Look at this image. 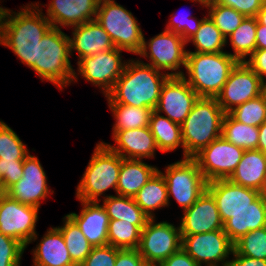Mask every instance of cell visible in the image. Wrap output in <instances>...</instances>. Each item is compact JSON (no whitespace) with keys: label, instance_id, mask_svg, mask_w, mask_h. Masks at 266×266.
Returning a JSON list of instances; mask_svg holds the SVG:
<instances>
[{"label":"cell","instance_id":"obj_1","mask_svg":"<svg viewBox=\"0 0 266 266\" xmlns=\"http://www.w3.org/2000/svg\"><path fill=\"white\" fill-rule=\"evenodd\" d=\"M11 11L0 15V45L10 48L23 64L32 68L37 44L52 27L51 22L37 3L25 5L24 9L22 6L17 13Z\"/></svg>","mask_w":266,"mask_h":266},{"label":"cell","instance_id":"obj_2","mask_svg":"<svg viewBox=\"0 0 266 266\" xmlns=\"http://www.w3.org/2000/svg\"><path fill=\"white\" fill-rule=\"evenodd\" d=\"M169 77L143 61L128 60L122 75L105 96L108 104L148 107L155 110L162 85Z\"/></svg>","mask_w":266,"mask_h":266},{"label":"cell","instance_id":"obj_3","mask_svg":"<svg viewBox=\"0 0 266 266\" xmlns=\"http://www.w3.org/2000/svg\"><path fill=\"white\" fill-rule=\"evenodd\" d=\"M69 36L60 28L51 27L37 44L36 62L31 68L43 81L52 82L60 90L77 81L70 62Z\"/></svg>","mask_w":266,"mask_h":266},{"label":"cell","instance_id":"obj_4","mask_svg":"<svg viewBox=\"0 0 266 266\" xmlns=\"http://www.w3.org/2000/svg\"><path fill=\"white\" fill-rule=\"evenodd\" d=\"M225 114L216 98H198L181 124L184 158H193L222 135Z\"/></svg>","mask_w":266,"mask_h":266},{"label":"cell","instance_id":"obj_5","mask_svg":"<svg viewBox=\"0 0 266 266\" xmlns=\"http://www.w3.org/2000/svg\"><path fill=\"white\" fill-rule=\"evenodd\" d=\"M237 60L227 52L187 53L184 79L199 97L216 98Z\"/></svg>","mask_w":266,"mask_h":266},{"label":"cell","instance_id":"obj_6","mask_svg":"<svg viewBox=\"0 0 266 266\" xmlns=\"http://www.w3.org/2000/svg\"><path fill=\"white\" fill-rule=\"evenodd\" d=\"M120 168L121 157L104 142H99L77 186V199L100 202L99 196L109 188L117 194Z\"/></svg>","mask_w":266,"mask_h":266},{"label":"cell","instance_id":"obj_7","mask_svg":"<svg viewBox=\"0 0 266 266\" xmlns=\"http://www.w3.org/2000/svg\"><path fill=\"white\" fill-rule=\"evenodd\" d=\"M95 20L109 34L115 48L134 54L141 51L144 34L136 18L115 0H99Z\"/></svg>","mask_w":266,"mask_h":266},{"label":"cell","instance_id":"obj_8","mask_svg":"<svg viewBox=\"0 0 266 266\" xmlns=\"http://www.w3.org/2000/svg\"><path fill=\"white\" fill-rule=\"evenodd\" d=\"M165 179L168 199L173 196L183 210L190 208L207 190V181L193 158H183L166 167Z\"/></svg>","mask_w":266,"mask_h":266},{"label":"cell","instance_id":"obj_9","mask_svg":"<svg viewBox=\"0 0 266 266\" xmlns=\"http://www.w3.org/2000/svg\"><path fill=\"white\" fill-rule=\"evenodd\" d=\"M180 227L167 221L149 219L141 230L138 251L148 266H159L169 256L181 249Z\"/></svg>","mask_w":266,"mask_h":266},{"label":"cell","instance_id":"obj_10","mask_svg":"<svg viewBox=\"0 0 266 266\" xmlns=\"http://www.w3.org/2000/svg\"><path fill=\"white\" fill-rule=\"evenodd\" d=\"M186 44L181 35L164 30L152 37L149 42L143 38L141 51L137 55L147 57L150 63L145 64L151 65L156 70H170L169 76H183L184 73L179 69L181 65L186 67L188 52L184 49Z\"/></svg>","mask_w":266,"mask_h":266},{"label":"cell","instance_id":"obj_11","mask_svg":"<svg viewBox=\"0 0 266 266\" xmlns=\"http://www.w3.org/2000/svg\"><path fill=\"white\" fill-rule=\"evenodd\" d=\"M181 248L199 265L229 266V255H232L234 244L224 229L211 232L181 235ZM227 259V260H226ZM220 262V263H219Z\"/></svg>","mask_w":266,"mask_h":266},{"label":"cell","instance_id":"obj_12","mask_svg":"<svg viewBox=\"0 0 266 266\" xmlns=\"http://www.w3.org/2000/svg\"><path fill=\"white\" fill-rule=\"evenodd\" d=\"M244 149L220 136L203 148L193 159L207 182L228 179L241 161Z\"/></svg>","mask_w":266,"mask_h":266},{"label":"cell","instance_id":"obj_13","mask_svg":"<svg viewBox=\"0 0 266 266\" xmlns=\"http://www.w3.org/2000/svg\"><path fill=\"white\" fill-rule=\"evenodd\" d=\"M39 208L22 204L5 195L0 200V232L27 245L36 241Z\"/></svg>","mask_w":266,"mask_h":266},{"label":"cell","instance_id":"obj_14","mask_svg":"<svg viewBox=\"0 0 266 266\" xmlns=\"http://www.w3.org/2000/svg\"><path fill=\"white\" fill-rule=\"evenodd\" d=\"M263 80L245 63L237 62L226 83L216 96L225 113L262 94Z\"/></svg>","mask_w":266,"mask_h":266},{"label":"cell","instance_id":"obj_15","mask_svg":"<svg viewBox=\"0 0 266 266\" xmlns=\"http://www.w3.org/2000/svg\"><path fill=\"white\" fill-rule=\"evenodd\" d=\"M122 51L113 48L93 56L83 57L77 62L79 74L88 82L98 86L106 96L113 89L127 64L122 62Z\"/></svg>","mask_w":266,"mask_h":266},{"label":"cell","instance_id":"obj_16","mask_svg":"<svg viewBox=\"0 0 266 266\" xmlns=\"http://www.w3.org/2000/svg\"><path fill=\"white\" fill-rule=\"evenodd\" d=\"M198 98L183 76H169L162 85L155 111L166 113L172 122L181 125Z\"/></svg>","mask_w":266,"mask_h":266},{"label":"cell","instance_id":"obj_17","mask_svg":"<svg viewBox=\"0 0 266 266\" xmlns=\"http://www.w3.org/2000/svg\"><path fill=\"white\" fill-rule=\"evenodd\" d=\"M46 180V173L39 159L29 153L23 161L22 178L7 190V195L22 204L40 208V200L54 193Z\"/></svg>","mask_w":266,"mask_h":266},{"label":"cell","instance_id":"obj_18","mask_svg":"<svg viewBox=\"0 0 266 266\" xmlns=\"http://www.w3.org/2000/svg\"><path fill=\"white\" fill-rule=\"evenodd\" d=\"M207 190L215 199L223 223L233 214L247 209L262 195L258 190L235 184L229 179L207 182Z\"/></svg>","mask_w":266,"mask_h":266},{"label":"cell","instance_id":"obj_19","mask_svg":"<svg viewBox=\"0 0 266 266\" xmlns=\"http://www.w3.org/2000/svg\"><path fill=\"white\" fill-rule=\"evenodd\" d=\"M183 212L179 225L181 235L201 234L224 227L215 199L208 190Z\"/></svg>","mask_w":266,"mask_h":266},{"label":"cell","instance_id":"obj_20","mask_svg":"<svg viewBox=\"0 0 266 266\" xmlns=\"http://www.w3.org/2000/svg\"><path fill=\"white\" fill-rule=\"evenodd\" d=\"M98 3L99 0H52L45 17L56 28L81 25L95 20Z\"/></svg>","mask_w":266,"mask_h":266},{"label":"cell","instance_id":"obj_21","mask_svg":"<svg viewBox=\"0 0 266 266\" xmlns=\"http://www.w3.org/2000/svg\"><path fill=\"white\" fill-rule=\"evenodd\" d=\"M116 146L105 143L112 151L125 159L154 158L158 149L149 126L124 131H113Z\"/></svg>","mask_w":266,"mask_h":266},{"label":"cell","instance_id":"obj_22","mask_svg":"<svg viewBox=\"0 0 266 266\" xmlns=\"http://www.w3.org/2000/svg\"><path fill=\"white\" fill-rule=\"evenodd\" d=\"M83 206L80 214H67L81 229L93 247L108 245L109 216L97 201L79 200Z\"/></svg>","mask_w":266,"mask_h":266},{"label":"cell","instance_id":"obj_23","mask_svg":"<svg viewBox=\"0 0 266 266\" xmlns=\"http://www.w3.org/2000/svg\"><path fill=\"white\" fill-rule=\"evenodd\" d=\"M72 28L74 29L72 32L73 38L69 36L70 53H72V50H76L78 60L115 48L109 34L96 20Z\"/></svg>","mask_w":266,"mask_h":266},{"label":"cell","instance_id":"obj_24","mask_svg":"<svg viewBox=\"0 0 266 266\" xmlns=\"http://www.w3.org/2000/svg\"><path fill=\"white\" fill-rule=\"evenodd\" d=\"M266 226V196L261 195L247 209L232 215L224 223V232L234 244L250 231Z\"/></svg>","mask_w":266,"mask_h":266},{"label":"cell","instance_id":"obj_25","mask_svg":"<svg viewBox=\"0 0 266 266\" xmlns=\"http://www.w3.org/2000/svg\"><path fill=\"white\" fill-rule=\"evenodd\" d=\"M33 266H76L69 255L61 231L50 228L33 250Z\"/></svg>","mask_w":266,"mask_h":266},{"label":"cell","instance_id":"obj_26","mask_svg":"<svg viewBox=\"0 0 266 266\" xmlns=\"http://www.w3.org/2000/svg\"><path fill=\"white\" fill-rule=\"evenodd\" d=\"M266 176V155L259 149L245 150L235 171L228 178L235 184L262 191Z\"/></svg>","mask_w":266,"mask_h":266},{"label":"cell","instance_id":"obj_27","mask_svg":"<svg viewBox=\"0 0 266 266\" xmlns=\"http://www.w3.org/2000/svg\"><path fill=\"white\" fill-rule=\"evenodd\" d=\"M157 171V167L148 165L142 160L121 157L117 194L134 198Z\"/></svg>","mask_w":266,"mask_h":266},{"label":"cell","instance_id":"obj_28","mask_svg":"<svg viewBox=\"0 0 266 266\" xmlns=\"http://www.w3.org/2000/svg\"><path fill=\"white\" fill-rule=\"evenodd\" d=\"M149 128L154 136L158 150L171 152L182 146L184 158V144L180 124L172 122L168 117L160 115V113L153 110Z\"/></svg>","mask_w":266,"mask_h":266},{"label":"cell","instance_id":"obj_29","mask_svg":"<svg viewBox=\"0 0 266 266\" xmlns=\"http://www.w3.org/2000/svg\"><path fill=\"white\" fill-rule=\"evenodd\" d=\"M134 200L150 219L155 218L154 210L170 204L167 185L159 171L137 192Z\"/></svg>","mask_w":266,"mask_h":266},{"label":"cell","instance_id":"obj_30","mask_svg":"<svg viewBox=\"0 0 266 266\" xmlns=\"http://www.w3.org/2000/svg\"><path fill=\"white\" fill-rule=\"evenodd\" d=\"M103 206L109 219L125 220L137 225L141 230L150 219L132 197L107 195L103 199Z\"/></svg>","mask_w":266,"mask_h":266},{"label":"cell","instance_id":"obj_31","mask_svg":"<svg viewBox=\"0 0 266 266\" xmlns=\"http://www.w3.org/2000/svg\"><path fill=\"white\" fill-rule=\"evenodd\" d=\"M221 136L244 150L258 149V127L238 122L229 113L224 115Z\"/></svg>","mask_w":266,"mask_h":266},{"label":"cell","instance_id":"obj_32","mask_svg":"<svg viewBox=\"0 0 266 266\" xmlns=\"http://www.w3.org/2000/svg\"><path fill=\"white\" fill-rule=\"evenodd\" d=\"M256 17L246 16L240 26L229 36L234 53H230L238 62H245L256 50Z\"/></svg>","mask_w":266,"mask_h":266},{"label":"cell","instance_id":"obj_33","mask_svg":"<svg viewBox=\"0 0 266 266\" xmlns=\"http://www.w3.org/2000/svg\"><path fill=\"white\" fill-rule=\"evenodd\" d=\"M64 225L57 228L61 231L72 262L79 266L90 254L93 246L81 232L77 224L68 216L64 217Z\"/></svg>","mask_w":266,"mask_h":266},{"label":"cell","instance_id":"obj_34","mask_svg":"<svg viewBox=\"0 0 266 266\" xmlns=\"http://www.w3.org/2000/svg\"><path fill=\"white\" fill-rule=\"evenodd\" d=\"M188 42H192L196 47L195 52L188 51L187 53H218L223 52V47L227 45V39L216 27L210 17L206 16L202 20L198 31Z\"/></svg>","mask_w":266,"mask_h":266},{"label":"cell","instance_id":"obj_35","mask_svg":"<svg viewBox=\"0 0 266 266\" xmlns=\"http://www.w3.org/2000/svg\"><path fill=\"white\" fill-rule=\"evenodd\" d=\"M108 106L116 119L112 131H124L149 126L153 110L148 107H133L122 104H109Z\"/></svg>","mask_w":266,"mask_h":266},{"label":"cell","instance_id":"obj_36","mask_svg":"<svg viewBox=\"0 0 266 266\" xmlns=\"http://www.w3.org/2000/svg\"><path fill=\"white\" fill-rule=\"evenodd\" d=\"M141 229L125 220L110 219L108 244L119 249H138Z\"/></svg>","mask_w":266,"mask_h":266},{"label":"cell","instance_id":"obj_37","mask_svg":"<svg viewBox=\"0 0 266 266\" xmlns=\"http://www.w3.org/2000/svg\"><path fill=\"white\" fill-rule=\"evenodd\" d=\"M204 7L209 9L208 16L227 40L246 17L235 9L218 4L216 1Z\"/></svg>","mask_w":266,"mask_h":266},{"label":"cell","instance_id":"obj_38","mask_svg":"<svg viewBox=\"0 0 266 266\" xmlns=\"http://www.w3.org/2000/svg\"><path fill=\"white\" fill-rule=\"evenodd\" d=\"M229 114L238 122L259 127L266 121V99L263 94L238 105Z\"/></svg>","mask_w":266,"mask_h":266},{"label":"cell","instance_id":"obj_39","mask_svg":"<svg viewBox=\"0 0 266 266\" xmlns=\"http://www.w3.org/2000/svg\"><path fill=\"white\" fill-rule=\"evenodd\" d=\"M237 254L266 260V226L250 231L234 243Z\"/></svg>","mask_w":266,"mask_h":266},{"label":"cell","instance_id":"obj_40","mask_svg":"<svg viewBox=\"0 0 266 266\" xmlns=\"http://www.w3.org/2000/svg\"><path fill=\"white\" fill-rule=\"evenodd\" d=\"M29 151L20 137L0 120V159L24 160Z\"/></svg>","mask_w":266,"mask_h":266},{"label":"cell","instance_id":"obj_41","mask_svg":"<svg viewBox=\"0 0 266 266\" xmlns=\"http://www.w3.org/2000/svg\"><path fill=\"white\" fill-rule=\"evenodd\" d=\"M25 249L21 242L0 232V266H20Z\"/></svg>","mask_w":266,"mask_h":266},{"label":"cell","instance_id":"obj_42","mask_svg":"<svg viewBox=\"0 0 266 266\" xmlns=\"http://www.w3.org/2000/svg\"><path fill=\"white\" fill-rule=\"evenodd\" d=\"M171 18L165 30L181 35L186 42L195 35L204 19L197 20L189 15L176 14H173Z\"/></svg>","mask_w":266,"mask_h":266},{"label":"cell","instance_id":"obj_43","mask_svg":"<svg viewBox=\"0 0 266 266\" xmlns=\"http://www.w3.org/2000/svg\"><path fill=\"white\" fill-rule=\"evenodd\" d=\"M117 248L111 245L93 247L79 266H115Z\"/></svg>","mask_w":266,"mask_h":266},{"label":"cell","instance_id":"obj_44","mask_svg":"<svg viewBox=\"0 0 266 266\" xmlns=\"http://www.w3.org/2000/svg\"><path fill=\"white\" fill-rule=\"evenodd\" d=\"M24 160H2L0 159V178L3 185L8 190L17 183L23 176Z\"/></svg>","mask_w":266,"mask_h":266},{"label":"cell","instance_id":"obj_45","mask_svg":"<svg viewBox=\"0 0 266 266\" xmlns=\"http://www.w3.org/2000/svg\"><path fill=\"white\" fill-rule=\"evenodd\" d=\"M216 2L231 7L245 16L256 17L266 0H216Z\"/></svg>","mask_w":266,"mask_h":266},{"label":"cell","instance_id":"obj_46","mask_svg":"<svg viewBox=\"0 0 266 266\" xmlns=\"http://www.w3.org/2000/svg\"><path fill=\"white\" fill-rule=\"evenodd\" d=\"M115 266H148L138 249H119Z\"/></svg>","mask_w":266,"mask_h":266},{"label":"cell","instance_id":"obj_47","mask_svg":"<svg viewBox=\"0 0 266 266\" xmlns=\"http://www.w3.org/2000/svg\"><path fill=\"white\" fill-rule=\"evenodd\" d=\"M248 60V61H247ZM245 63L264 81L266 77V49L255 50Z\"/></svg>","mask_w":266,"mask_h":266},{"label":"cell","instance_id":"obj_48","mask_svg":"<svg viewBox=\"0 0 266 266\" xmlns=\"http://www.w3.org/2000/svg\"><path fill=\"white\" fill-rule=\"evenodd\" d=\"M159 266H199L182 248L169 256Z\"/></svg>","mask_w":266,"mask_h":266},{"label":"cell","instance_id":"obj_49","mask_svg":"<svg viewBox=\"0 0 266 266\" xmlns=\"http://www.w3.org/2000/svg\"><path fill=\"white\" fill-rule=\"evenodd\" d=\"M233 259L230 260L229 266H266V260L250 258L232 252Z\"/></svg>","mask_w":266,"mask_h":266},{"label":"cell","instance_id":"obj_50","mask_svg":"<svg viewBox=\"0 0 266 266\" xmlns=\"http://www.w3.org/2000/svg\"><path fill=\"white\" fill-rule=\"evenodd\" d=\"M266 49V26L257 21L256 27V50Z\"/></svg>","mask_w":266,"mask_h":266},{"label":"cell","instance_id":"obj_51","mask_svg":"<svg viewBox=\"0 0 266 266\" xmlns=\"http://www.w3.org/2000/svg\"><path fill=\"white\" fill-rule=\"evenodd\" d=\"M259 141L258 149L266 155V121L263 122L259 127Z\"/></svg>","mask_w":266,"mask_h":266},{"label":"cell","instance_id":"obj_52","mask_svg":"<svg viewBox=\"0 0 266 266\" xmlns=\"http://www.w3.org/2000/svg\"><path fill=\"white\" fill-rule=\"evenodd\" d=\"M257 21L266 26V2L263 4L262 8L259 10L257 16H256Z\"/></svg>","mask_w":266,"mask_h":266},{"label":"cell","instance_id":"obj_53","mask_svg":"<svg viewBox=\"0 0 266 266\" xmlns=\"http://www.w3.org/2000/svg\"><path fill=\"white\" fill-rule=\"evenodd\" d=\"M7 194V190L5 189L2 179L0 178V200Z\"/></svg>","mask_w":266,"mask_h":266},{"label":"cell","instance_id":"obj_54","mask_svg":"<svg viewBox=\"0 0 266 266\" xmlns=\"http://www.w3.org/2000/svg\"><path fill=\"white\" fill-rule=\"evenodd\" d=\"M191 1L199 2L200 5L202 4L203 6H205V5H207V4H210V3L215 2L216 0H191Z\"/></svg>","mask_w":266,"mask_h":266},{"label":"cell","instance_id":"obj_55","mask_svg":"<svg viewBox=\"0 0 266 266\" xmlns=\"http://www.w3.org/2000/svg\"><path fill=\"white\" fill-rule=\"evenodd\" d=\"M261 194L266 196V176H265V180H264V183H263V186H262Z\"/></svg>","mask_w":266,"mask_h":266},{"label":"cell","instance_id":"obj_56","mask_svg":"<svg viewBox=\"0 0 266 266\" xmlns=\"http://www.w3.org/2000/svg\"><path fill=\"white\" fill-rule=\"evenodd\" d=\"M262 94L264 95L265 99H266V79L263 81V91Z\"/></svg>","mask_w":266,"mask_h":266},{"label":"cell","instance_id":"obj_57","mask_svg":"<svg viewBox=\"0 0 266 266\" xmlns=\"http://www.w3.org/2000/svg\"><path fill=\"white\" fill-rule=\"evenodd\" d=\"M10 9L8 8H3L0 6V15L4 14L5 12L9 11Z\"/></svg>","mask_w":266,"mask_h":266}]
</instances>
